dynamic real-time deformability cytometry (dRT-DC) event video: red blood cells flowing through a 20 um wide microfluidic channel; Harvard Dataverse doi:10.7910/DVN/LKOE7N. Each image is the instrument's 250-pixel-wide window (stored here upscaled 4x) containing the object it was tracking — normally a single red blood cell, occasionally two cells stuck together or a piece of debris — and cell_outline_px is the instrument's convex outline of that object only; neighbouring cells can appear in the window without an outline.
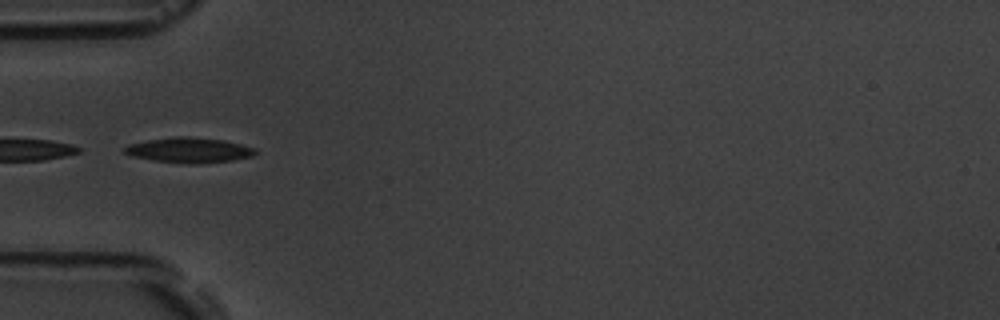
{"species": "common noctule bat (a hibernating species)", "species_latin": "Nyctalus noctula", "temperature_condition": "room temperature", "stored_images_in_passage": 1, "camera_frame_rate_fps": 3000, "um_per_image_px": 0.085, "animal": {"sex": "male", "body_mass_g": 19.5, "forearm_length_mm": 54.6}, "frame": {"image": 1, "passage_image": 1, "time_ms": 0.0, "image_size_px": [1000, 320], "cell_outline_px": [[256, 152], [252, 156], [232, 160], [200, 164], [188, 164], [156, 160], [132, 156], [124, 152], [124, 148], [128, 144], [148, 140], [176, 136], [188, 136], [224, 140], [256, 148]], "centroid_in_image_um": [16.09, 12.76], "position_along_channel_um": 68.9, "area_um2": 19.07}}